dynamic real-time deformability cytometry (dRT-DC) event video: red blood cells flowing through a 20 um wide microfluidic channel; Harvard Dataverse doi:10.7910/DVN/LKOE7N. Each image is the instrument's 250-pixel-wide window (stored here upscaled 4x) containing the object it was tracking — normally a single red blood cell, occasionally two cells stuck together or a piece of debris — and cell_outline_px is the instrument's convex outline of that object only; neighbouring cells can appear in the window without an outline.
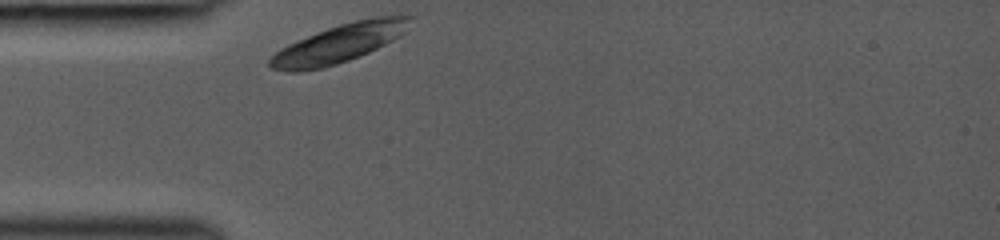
{"species": "common noctule bat (a hibernating species)", "species_latin": "Nyctalus noctula", "temperature_condition": "room temperature", "stored_images_in_passage": 34, "camera_frame_rate_fps": 3000, "um_per_image_px": 0.085, "animal": {"sex": "female", "body_mass_g": 19.0, "forearm_length_mm": 53.3}, "frame": {"image": 1, "passage_image": 1, "time_ms": 0.0, "image_size_px": [1000, 240], "cell_outline_px": [[416, 16], [404, 32], [400, 36], [360, 56], [324, 68], [300, 72], [288, 72], [272, 68], [268, 64], [268, 60], [280, 48], [288, 44], [328, 28], [340, 24], [356, 20], [376, 16]], "centroid_in_image_um": [28.82, 3.7], "position_along_channel_um": 56.2, "area_um2": 31.1}}